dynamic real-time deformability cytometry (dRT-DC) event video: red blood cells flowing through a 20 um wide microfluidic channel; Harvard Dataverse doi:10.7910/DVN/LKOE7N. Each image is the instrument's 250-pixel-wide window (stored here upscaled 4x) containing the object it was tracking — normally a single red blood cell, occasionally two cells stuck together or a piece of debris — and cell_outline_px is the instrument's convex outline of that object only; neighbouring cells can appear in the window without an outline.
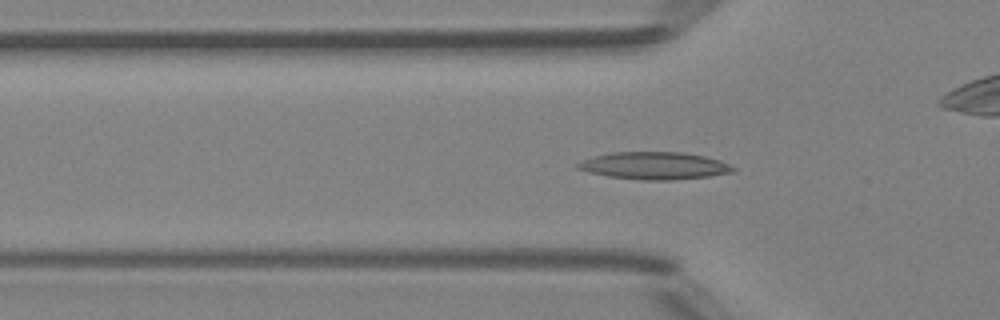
{"species": "Egyptian fruit bat (a non-hibernating species)", "species_latin": "Rousettus aegyptiacus", "temperature_condition": "room temperature", "stored_images_in_passage": 50, "camera_frame_rate_fps": 3000, "um_per_image_px": 0.085, "animal": {"sex": "female"}, "frame": {"image": 1, "passage_image": 16, "time_ms": 5.0, "image_size_px": [1000, 320], "cell_outline_px": [[736, 172], [708, 176], [672, 180], [644, 180], [608, 176], [588, 172], [576, 168], [576, 164], [580, 160], [592, 156], [612, 152], [684, 152], [704, 156], [720, 160], [736, 168]], "centroid_in_image_um": [55.61, 14.08], "position_along_channel_um": 70.2, "area_um2": 24.91}}
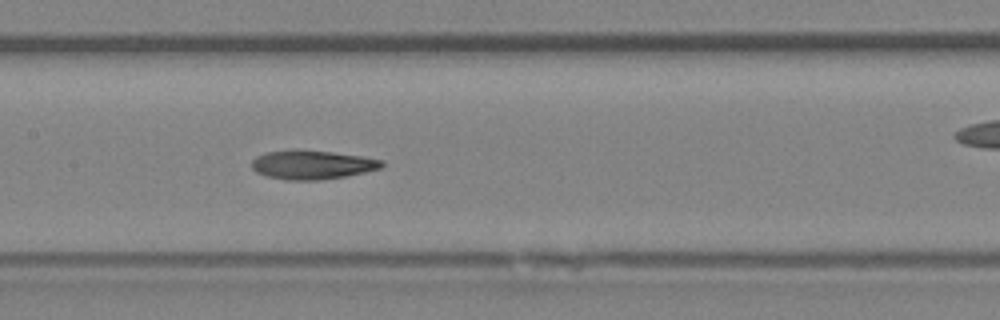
{"frame": {"image": 2, "passage_image": 24, "time_ms": 7.667, "image_size_px": [1000, 320], "cell_outline_px": [[384, 164], [380, 168], [364, 172], [344, 176], [320, 180], [288, 180], [264, 176], [256, 172], [252, 168], [252, 160], [256, 156], [268, 152], [332, 152], [360, 156], [384, 160]], "centroid_in_image_um": [26.54, 14.04], "position_along_channel_um": 180.9, "area_um2": 21.15}}
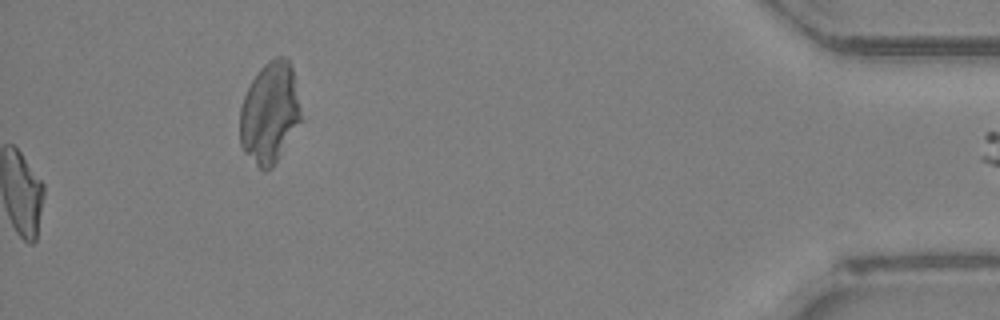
{"frame": {"image": 3, "passage_image": 50, "time_ms": 16.333, "image_size_px": [1000, 320], "cell_outline_px": [[300, 120], [280, 156], [272, 168], [264, 172], [240, 148], [240, 108], [244, 96], [252, 80], [260, 68], [268, 60], [276, 56], [288, 56], [292, 68], [300, 108]], "centroid_in_image_um": [22.9, 9.58], "position_along_channel_um": 412.3, "area_um2": 35.78}, "authors_computed_cell_mechanics": {"area_um2": 22.0507, "velocity_mm_per_s": 4.1564, "shape_relaxation_time_tau1_ms": null, "shape_relaxation_time_tau2_ms": 5.1108, "deformation_change_tau1": null, "deformation_change_tau2": 0.1506}}